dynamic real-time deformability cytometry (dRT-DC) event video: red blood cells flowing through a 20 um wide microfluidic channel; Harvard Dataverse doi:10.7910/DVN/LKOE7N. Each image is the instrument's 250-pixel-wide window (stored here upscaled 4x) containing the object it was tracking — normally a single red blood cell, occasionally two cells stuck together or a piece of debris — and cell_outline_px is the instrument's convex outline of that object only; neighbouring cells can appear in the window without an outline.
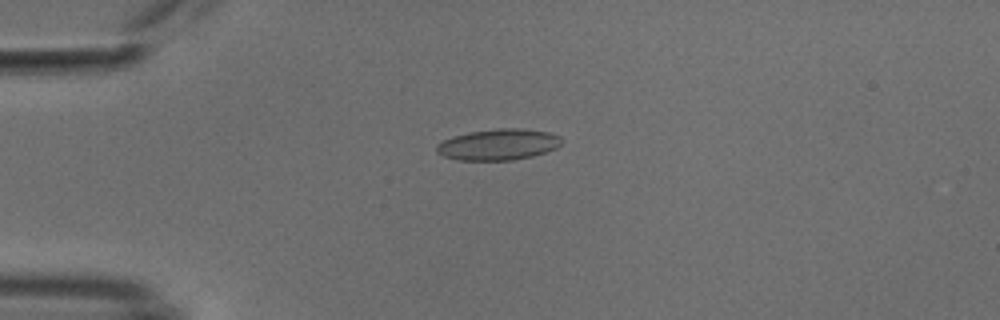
{"species": "common noctule bat (a hibernating species)", "species_latin": "Nyctalus noctula", "temperature_condition": "cold", "stored_images_in_passage": 53, "camera_frame_rate_fps": 3000, "um_per_image_px": 0.085, "animal": {"sex": "male", "body_mass_g": 18.8}, "frame": {"image": 1, "passage_image": 13, "time_ms": 4.0, "image_size_px": [1000, 320], "cell_outline_px": [[560, 144], [556, 148], [532, 156], [512, 160], [460, 160], [444, 156], [436, 152], [436, 144], [452, 136], [468, 132], [496, 128], [520, 128], [548, 132], [560, 136]], "centroid_in_image_um": [42.32, 12.27], "position_along_channel_um": 42.7, "area_um2": 22.6}}
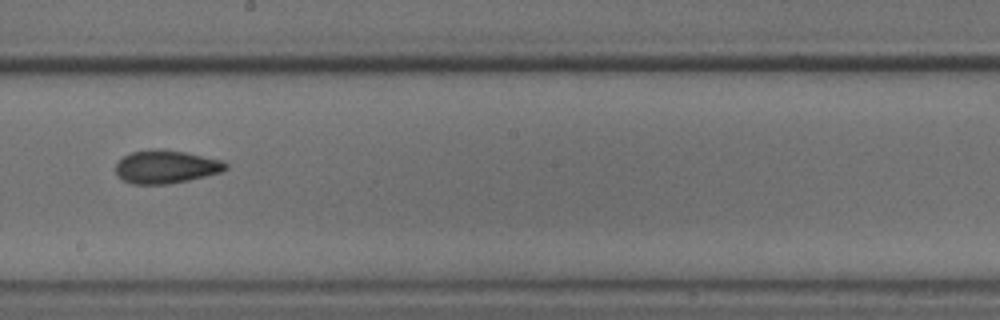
{"frame": {"image": 2, "passage_image": 30, "time_ms": 9.667, "image_size_px": [1000, 320], "cell_outline_px": [[228, 168], [220, 172], [188, 180], [168, 184], [132, 184], [116, 176], [116, 164], [124, 156], [132, 152], [152, 148], [160, 148], [184, 152], [224, 160], [228, 164]], "centroid_in_image_um": [14.11, 14.17], "position_along_channel_um": 234.1, "area_um2": 21.33}}
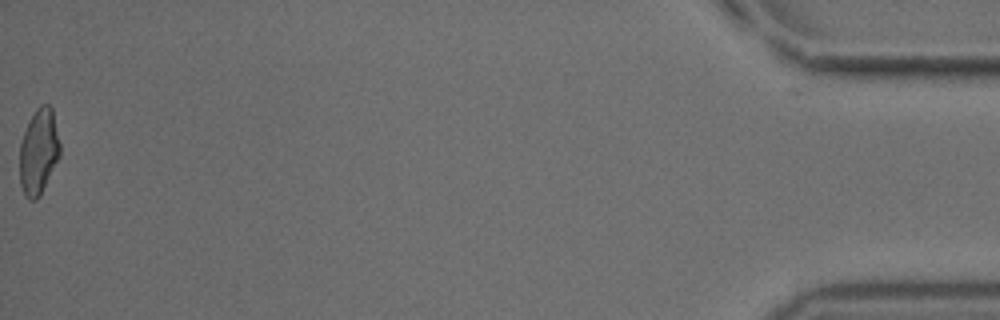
{"frame": {"image": 3, "passage_image": 53, "time_ms": 17.333, "image_size_px": [1000, 320], "cell_outline_px": [[60, 156], [40, 196], [36, 200], [28, 200], [24, 196], [20, 184], [20, 144], [24, 132], [36, 108], [40, 104], [48, 104], [52, 108], [60, 144]], "centroid_in_image_um": [3.29, 12.92], "position_along_channel_um": 431.9, "area_um2": 20.11}, "authors_computed_cell_mechanics": {"area_um2": 20.808, "velocity_mm_per_s": 3.8111, "shape_relaxation_time_tau1_ms": 6.9202, "shape_relaxation_time_tau2_ms": 2.6717, "deformation_change_tau1": 0.135, "deformation_change_tau2": 0.0853}}